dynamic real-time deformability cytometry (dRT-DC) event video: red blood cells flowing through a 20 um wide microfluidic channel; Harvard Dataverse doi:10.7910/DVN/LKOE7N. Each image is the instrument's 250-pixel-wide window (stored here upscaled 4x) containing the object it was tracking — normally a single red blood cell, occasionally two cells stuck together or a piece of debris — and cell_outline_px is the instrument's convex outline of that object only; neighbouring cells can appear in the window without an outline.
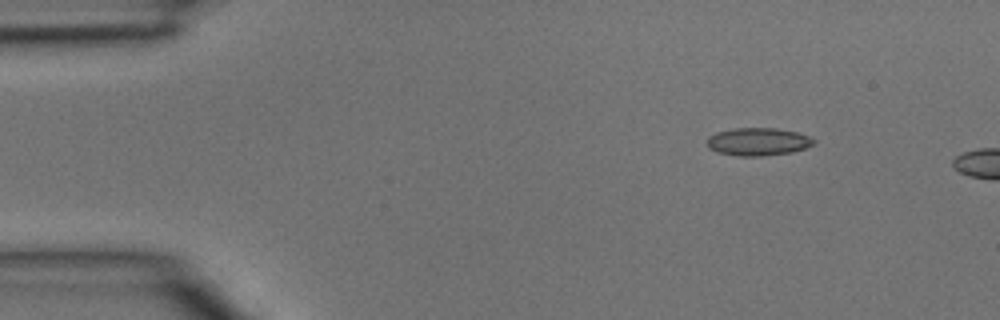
{"species": "common noctule bat (a hibernating species)", "species_latin": "Nyctalus noctula", "temperature_condition": "room temperature", "stored_images_in_passage": 2, "camera_frame_rate_fps": 3000, "um_per_image_px": 0.085, "animal": {"sex": "male", "body_mass_g": 15.6}, "frame": {"image": 1, "passage_image": 1, "time_ms": 0.0, "image_size_px": [1000, 320], "cell_outline_px": [[816, 144], [792, 152], [760, 156], [736, 156], [720, 152], [708, 148], [708, 136], [716, 132], [732, 128], [776, 128], [796, 132], [808, 136], [816, 140]], "centroid_in_image_um": [64.44, 12.04], "position_along_channel_um": 20.6, "area_um2": 17.28}}